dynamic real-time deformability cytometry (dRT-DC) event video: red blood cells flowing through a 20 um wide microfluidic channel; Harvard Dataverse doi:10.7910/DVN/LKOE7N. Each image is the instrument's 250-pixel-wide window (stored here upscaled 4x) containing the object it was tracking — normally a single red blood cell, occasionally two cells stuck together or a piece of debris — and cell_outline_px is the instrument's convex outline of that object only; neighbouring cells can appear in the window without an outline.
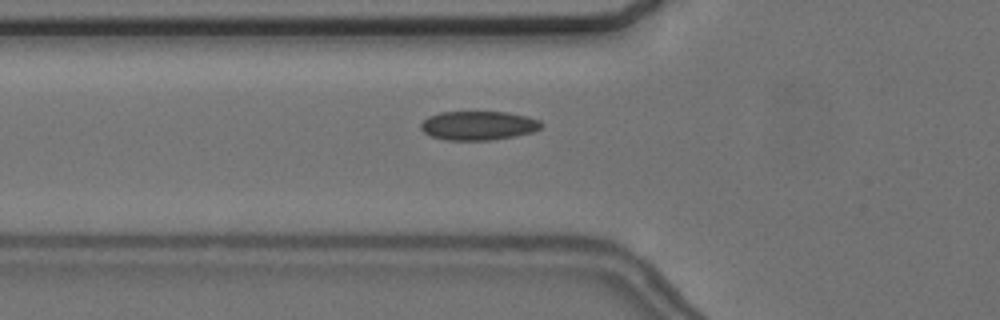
{"species": "common noctule bat (a hibernating species)", "species_latin": "Nyctalus noctula", "temperature_condition": "cold", "stored_images_in_passage": 56, "camera_frame_rate_fps": 3000, "um_per_image_px": 0.085, "animal": {"sex": "female", "body_mass_g": 24.6, "forearm_length_mm": 56.2}, "frame": {"image": 1, "passage_image": 20, "time_ms": 6.333, "image_size_px": [1000, 320], "cell_outline_px": [[544, 124], [540, 128], [532, 132], [492, 140], [444, 140], [432, 136], [424, 132], [420, 128], [420, 124], [428, 116], [440, 112], [508, 112], [528, 116], [540, 120]], "centroid_in_image_um": [40.66, 10.66], "position_along_channel_um": 85.1, "area_um2": 20.4}}
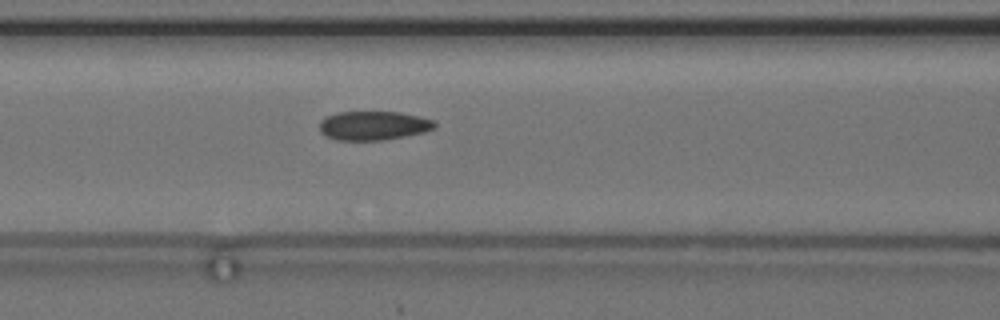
{"frame": {"image": 2, "passage_image": 24, "time_ms": 7.667, "image_size_px": [1000, 320], "cell_outline_px": [[436, 128], [424, 132], [384, 140], [336, 140], [324, 136], [320, 132], [320, 120], [324, 116], [336, 112], [400, 112], [420, 116], [436, 120]], "centroid_in_image_um": [31.73, 10.67], "position_along_channel_um": 134.9, "area_um2": 19.77}}
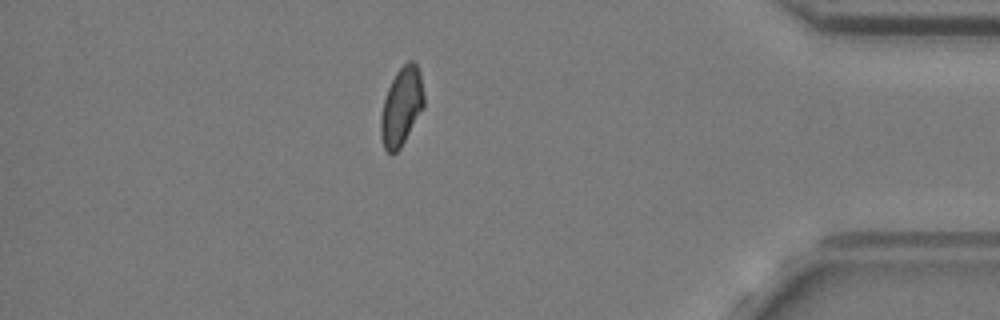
{"frame": {"image": 3, "passage_image": 49, "time_ms": 16.0, "image_size_px": [1000, 320], "cell_outline_px": [[424, 104], [400, 148], [392, 156], [384, 148], [380, 136], [380, 116], [384, 100], [388, 88], [396, 72], [408, 60], [412, 60], [416, 64], [420, 72], [424, 96]], "centroid_in_image_um": [34.1, 9.06], "position_along_channel_um": 401.1, "area_um2": 19.42}, "authors_computed_cell_mechanics": {"area_um2": 19.7387, "velocity_mm_per_s": 3.6582, "shape_relaxation_time_tau1_ms": null, "shape_relaxation_time_tau2_ms": 7.6453, "deformation_change_tau1": null, "deformation_change_tau2": 0.0836}}